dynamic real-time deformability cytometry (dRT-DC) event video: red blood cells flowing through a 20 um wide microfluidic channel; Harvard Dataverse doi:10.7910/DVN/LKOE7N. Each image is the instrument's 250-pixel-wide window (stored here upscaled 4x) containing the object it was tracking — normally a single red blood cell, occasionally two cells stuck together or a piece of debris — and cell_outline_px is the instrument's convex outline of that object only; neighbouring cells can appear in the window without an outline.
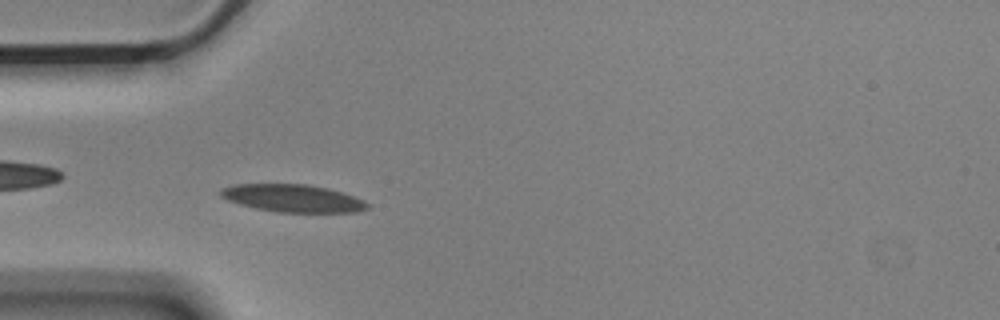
{"species": "Egyptian fruit bat (a non-hibernating species)", "species_latin": "Rousettus aegyptiacus", "temperature_condition": "cold", "stored_images_in_passage": 54, "camera_frame_rate_fps": 3000, "um_per_image_px": 0.085, "animal": {"sex": "male"}, "frame": {"image": 1, "passage_image": 14, "time_ms": 4.333, "image_size_px": [1000, 320], "cell_outline_px": [[368, 208], [360, 212], [276, 212], [256, 208], [240, 204], [228, 200], [220, 196], [220, 188], [236, 184], [304, 184], [328, 188], [364, 200], [368, 204]], "centroid_in_image_um": [24.87, 16.85], "position_along_channel_um": 60.1, "area_um2": 23.47}}
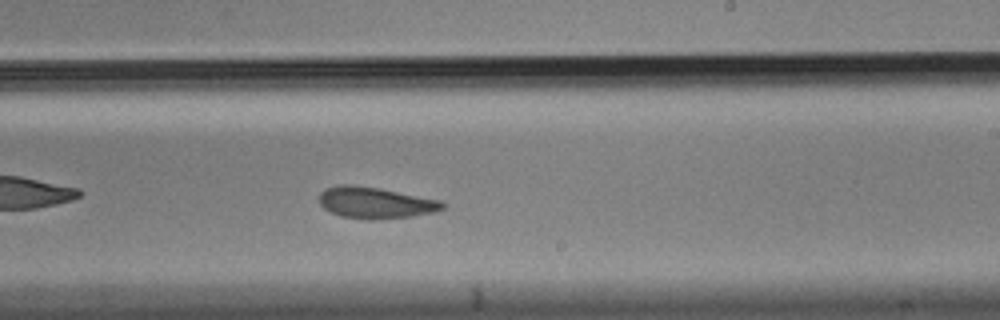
{"frame": {"image": 2, "passage_image": 31, "time_ms": 10.0, "image_size_px": [1000, 320], "cell_outline_px": [[444, 208], [432, 212], [412, 216], [372, 220], [364, 220], [340, 216], [324, 208], [320, 204], [320, 192], [324, 188], [340, 184], [352, 184], [376, 188], [440, 200], [444, 204]], "centroid_in_image_um": [31.85, 17.24], "position_along_channel_um": 257.2, "area_um2": 22.37}}
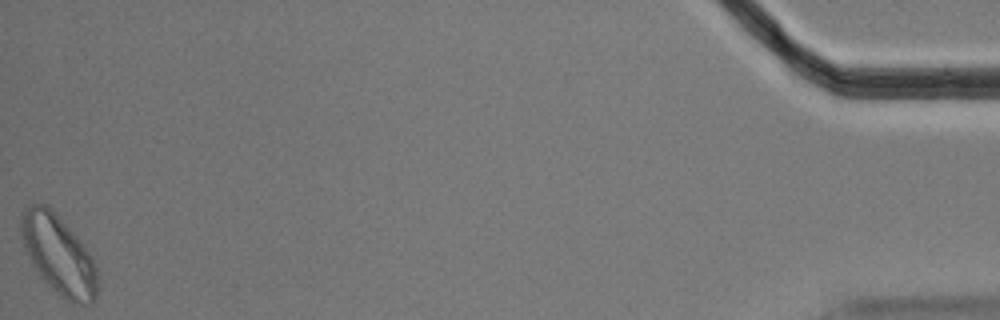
{"frame": {"image": 3, "passage_image": 54, "time_ms": 17.667, "image_size_px": [1000, 320], "cell_outline_px": [[96, 300], [92, 304], [72, 304], [60, 296], [40, 276], [24, 244], [20, 228], [20, 212], [28, 204], [44, 204], [76, 236], [92, 256], [96, 264]], "centroid_in_image_um": [4.99, 21.69], "position_along_channel_um": 430.2, "area_um2": 34.45}, "authors_computed_cell_mechanics": {"area_um2": 23.2356, "velocity_mm_per_s": 3.5078, "shape_relaxation_time_tau1_ms": 3.9599, "shape_relaxation_time_tau2_ms": 4.1764, "deformation_change_tau1": 0.1365, "deformation_change_tau2": 0.1126}}